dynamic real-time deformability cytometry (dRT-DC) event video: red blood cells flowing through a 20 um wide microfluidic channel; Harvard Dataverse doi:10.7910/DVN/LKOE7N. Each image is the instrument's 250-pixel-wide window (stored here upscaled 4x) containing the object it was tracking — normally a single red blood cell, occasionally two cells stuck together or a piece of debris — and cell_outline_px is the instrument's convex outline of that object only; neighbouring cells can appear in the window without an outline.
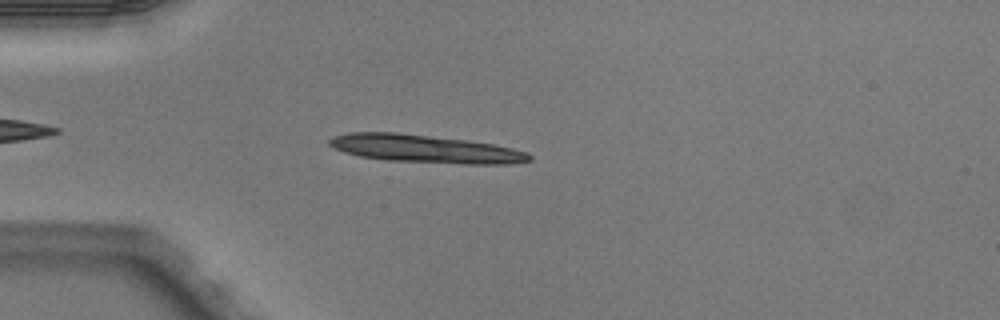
{"species": "Egyptian fruit bat (a non-hibernating species)", "species_latin": "Rousettus aegyptiacus", "temperature_condition": "warm", "stored_images_in_passage": 6, "segment_of_instrument_passage": [1, 2], "camera_frame_rate_fps": 3000, "um_per_image_px": 0.085, "animal": {"sex": "male"}, "frame": {"image": 1, "passage_image": 4, "time_ms": 1.0, "image_size_px": [1000, 320], "cell_outline_px": [[532, 160], [508, 164], [468, 164], [388, 160], [360, 156], [344, 152], [328, 144], [328, 140], [336, 136], [348, 132], [396, 132], [464, 140], [492, 144], [512, 148], [528, 152], [532, 156]], "centroid_in_image_um": [36.16, 12.65], "position_along_channel_um": 48.8, "area_um2": 32.19}}